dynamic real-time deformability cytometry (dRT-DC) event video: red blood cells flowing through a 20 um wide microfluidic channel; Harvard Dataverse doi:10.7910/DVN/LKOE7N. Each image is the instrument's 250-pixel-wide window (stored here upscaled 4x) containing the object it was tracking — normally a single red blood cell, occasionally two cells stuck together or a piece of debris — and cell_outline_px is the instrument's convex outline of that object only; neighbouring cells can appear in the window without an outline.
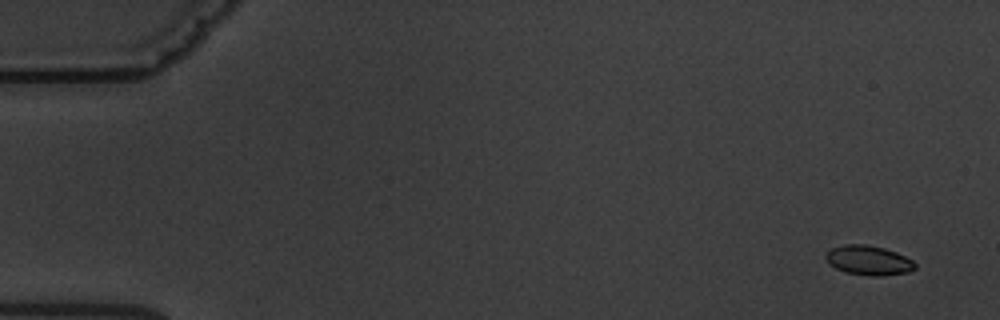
{"species": "common noctule bat (a hibernating species)", "species_latin": "Nyctalus noctula", "temperature_condition": "warm", "stored_images_in_passage": 5, "camera_frame_rate_fps": 3000, "um_per_image_px": 0.085, "animal": {"sex": "male", "body_mass_g": 19.5, "forearm_length_mm": 54.6}, "frame": {"image": 1, "passage_image": 1, "time_ms": 0.0, "image_size_px": [1000, 320], "cell_outline_px": [[916, 268], [908, 272], [880, 276], [868, 276], [844, 272], [828, 264], [824, 256], [832, 248], [844, 244], [864, 244], [884, 248], [896, 252], [912, 260], [916, 264]], "centroid_in_image_um": [73.81, 22.13], "position_along_channel_um": 11.2, "area_um2": 15.43}}
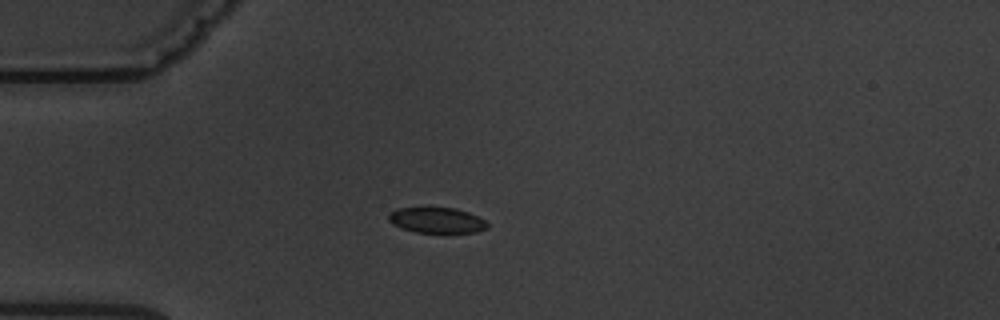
{"frame": {"image": 2, "passage_image": 4, "time_ms": 4.333, "image_size_px": [1000, 320], "cell_outline_px": [[488, 228], [476, 232], [416, 232], [400, 228], [392, 224], [388, 220], [388, 212], [396, 208], [456, 208], [468, 212], [484, 220], [488, 224]], "centroid_in_image_um": [37.08, 18.72], "position_along_channel_um": 47.9, "area_um2": 14.68}}